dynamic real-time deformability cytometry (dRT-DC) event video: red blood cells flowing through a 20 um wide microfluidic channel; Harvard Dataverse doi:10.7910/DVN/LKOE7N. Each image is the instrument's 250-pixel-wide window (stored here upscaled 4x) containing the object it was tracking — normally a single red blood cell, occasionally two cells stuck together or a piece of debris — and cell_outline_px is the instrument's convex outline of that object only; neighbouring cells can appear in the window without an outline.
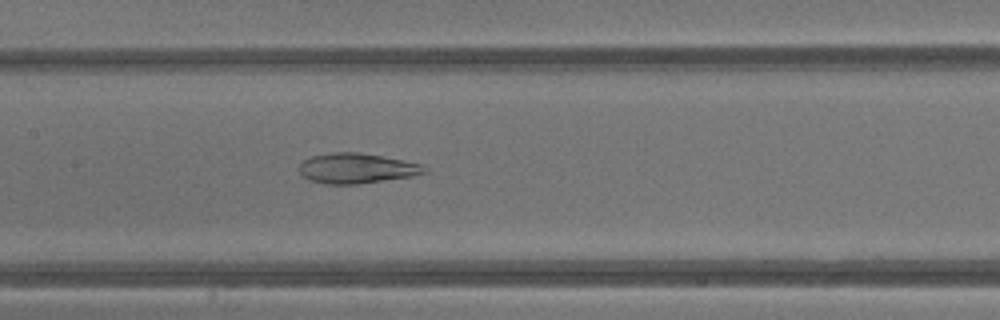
{"species": "common noctule bat (a hibernating species)", "species_latin": "Nyctalus noctula", "temperature_condition": "warm", "stored_images_in_passage": 43, "camera_frame_rate_fps": 3000, "um_per_image_px": 0.085, "animal": {"sex": "male", "body_mass_g": 13.3}, "frame": {"image": 1, "passage_image": 21, "time_ms": 6.667, "image_size_px": [1000, 320], "cell_outline_px": [[428, 172], [412, 176], [356, 184], [324, 184], [308, 180], [300, 172], [300, 164], [304, 160], [312, 156], [332, 152], [360, 152], [404, 160], [424, 164], [428, 168]], "centroid_in_image_um": [30.35, 14.3], "position_along_channel_um": 177.0, "area_um2": 22.08}}
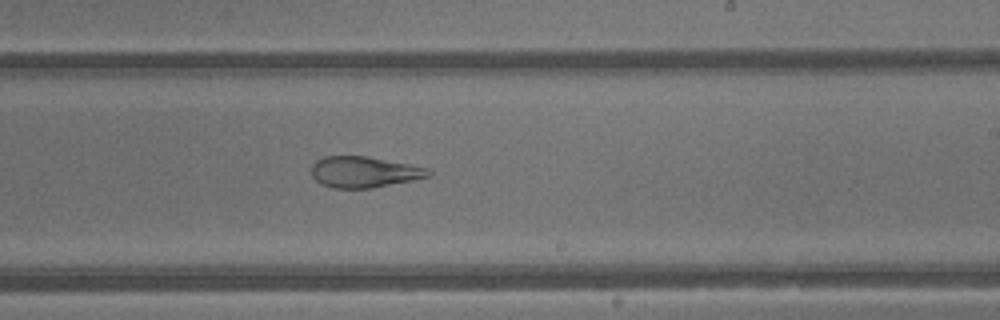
{"frame": {"image": 2, "passage_image": 26, "time_ms": 8.333, "image_size_px": [1000, 320], "cell_outline_px": [[432, 172], [428, 176], [412, 180], [372, 188], [332, 188], [320, 184], [312, 176], [312, 164], [316, 160], [324, 156], [368, 156], [412, 164], [428, 168]], "centroid_in_image_um": [30.93, 14.61], "position_along_channel_um": 258.1, "area_um2": 21.27}}
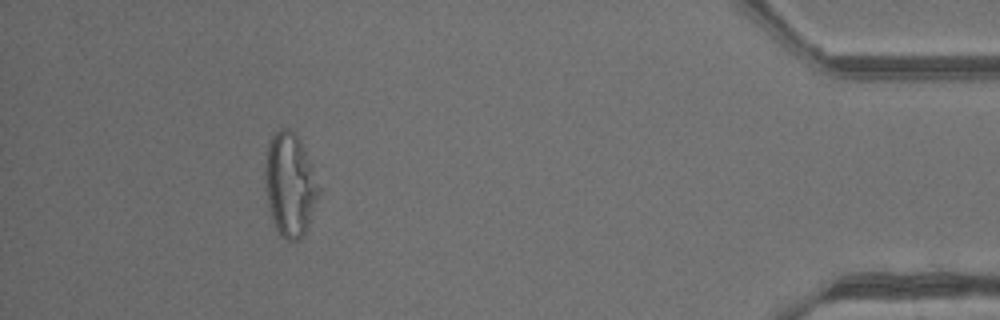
{"frame": {"image": 3, "passage_image": 39, "time_ms": 12.667, "image_size_px": [1000, 320], "cell_outline_px": [[324, 188], [304, 236], [300, 240], [288, 240], [280, 236], [272, 220], [264, 188], [264, 168], [268, 140], [280, 128], [292, 128], [300, 140]], "centroid_in_image_um": [24.69, 15.69], "position_along_channel_um": 410.5, "area_um2": 33.7}}